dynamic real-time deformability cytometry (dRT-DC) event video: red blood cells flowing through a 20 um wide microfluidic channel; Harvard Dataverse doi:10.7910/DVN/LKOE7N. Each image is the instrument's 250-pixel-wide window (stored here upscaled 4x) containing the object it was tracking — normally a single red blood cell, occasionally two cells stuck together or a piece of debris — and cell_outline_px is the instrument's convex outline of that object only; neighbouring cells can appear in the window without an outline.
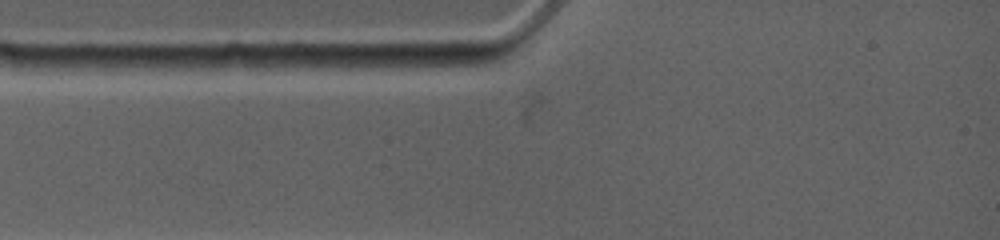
{"species": "common noctule bat (a hibernating species)", "species_latin": "Nyctalus noctula", "temperature_condition": "warm", "stored_images_in_passage": 2, "segment_of_instrument_passage": [2, 2], "camera_frame_rate_fps": 4500, "um_per_image_px": 0.085, "animal": {"sex": "female", "body_mass_g": 19.0, "forearm_length_mm": 53.3}, "frame": {"image": 1, "passage_image": 2, "time_ms": 0.444, "image_size_px": [1000, 240], "cell_outline_px": [[476, 64], [468, 72], [392, 72], [332, 64], [328, 60], [328, 56], [412, 56]], "centroid_in_image_um": [34.13, 5.43], "position_along_channel_um": 50.9, "area_um2": 13.01}}